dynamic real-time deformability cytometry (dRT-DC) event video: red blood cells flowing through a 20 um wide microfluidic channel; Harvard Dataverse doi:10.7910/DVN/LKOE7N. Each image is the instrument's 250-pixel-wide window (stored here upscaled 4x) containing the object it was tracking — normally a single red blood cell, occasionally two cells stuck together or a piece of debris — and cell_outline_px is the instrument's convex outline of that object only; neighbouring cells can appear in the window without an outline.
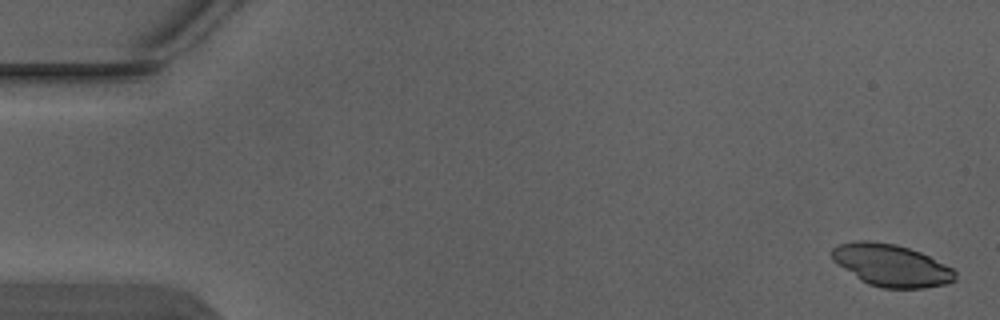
{"species": "Egyptian fruit bat (a non-hibernating species)", "species_latin": "Rousettus aegyptiacus", "temperature_condition": "warm", "stored_images_in_passage": 6, "camera_frame_rate_fps": 3000, "um_per_image_px": 0.085, "animal": {"sex": "male"}, "frame": {"image": 1, "passage_image": 1, "time_ms": 0.0, "image_size_px": [1000, 320], "cell_outline_px": [[956, 280], [944, 284], [924, 288], [880, 288], [868, 284], [860, 280], [836, 264], [832, 260], [828, 252], [832, 248], [840, 244], [856, 240], [868, 240], [896, 244], [920, 252], [952, 268], [956, 272]], "centroid_in_image_um": [75.7, 22.55], "position_along_channel_um": 9.3, "area_um2": 30.46}}
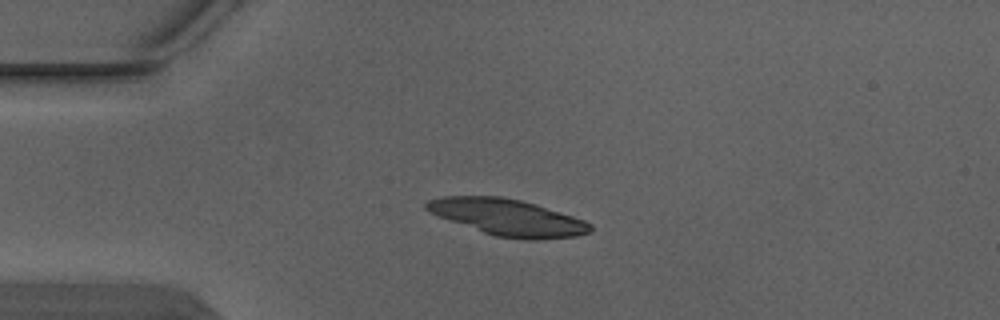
{"frame": {"image": 2, "passage_image": 4, "time_ms": 1.0, "image_size_px": [1000, 320], "cell_outline_px": [[592, 228], [588, 232], [576, 236], [532, 240], [524, 240], [496, 236], [436, 216], [428, 212], [424, 208], [424, 204], [428, 200], [444, 196], [500, 196], [520, 200], [536, 204], [584, 220], [592, 224]], "centroid_in_image_um": [43.11, 18.47], "position_along_channel_um": 41.9, "area_um2": 34.68}}